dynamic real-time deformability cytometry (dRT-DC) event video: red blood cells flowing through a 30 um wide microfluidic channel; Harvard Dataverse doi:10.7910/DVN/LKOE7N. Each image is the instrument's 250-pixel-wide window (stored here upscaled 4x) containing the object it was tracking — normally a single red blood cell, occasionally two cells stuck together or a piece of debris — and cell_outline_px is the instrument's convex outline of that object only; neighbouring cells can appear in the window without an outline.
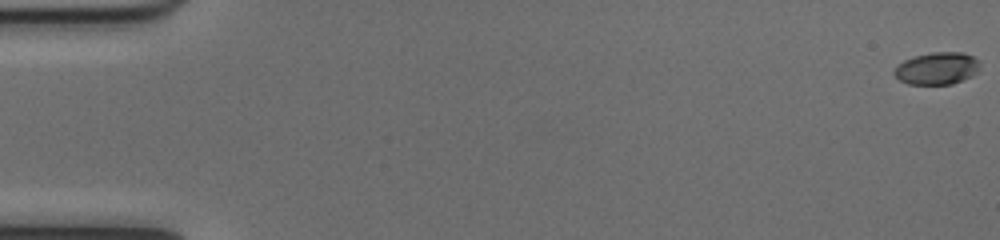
{"species": "common noctule bat (a hibernating species)", "species_latin": "Nyctalus noctula", "temperature_condition": "cold", "stored_images_in_passage": 53, "camera_frame_rate_fps": 3000, "um_per_image_px": 0.085, "animal": {"sex": "female", "body_mass_g": 17.0, "forearm_length_mm": 48.0}, "frame": {"image": 1, "passage_image": 1, "time_ms": 0.0, "image_size_px": [1000, 240], "cell_outline_px": [[980, 64], [976, 72], [972, 76], [952, 84], [908, 84], [900, 80], [892, 72], [904, 60], [912, 56], [932, 52], [964, 52], [980, 60]], "centroid_in_image_um": [79.66, 5.8], "position_along_channel_um": 5.3, "area_um2": 16.13}}
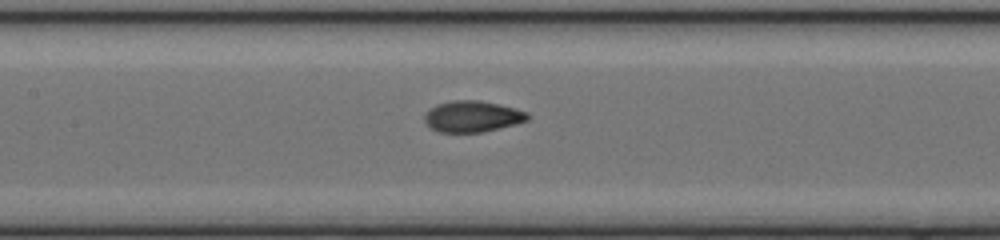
{"frame": {"image": 2, "passage_image": 26, "time_ms": 8.333, "image_size_px": [1000, 240], "cell_outline_px": [[528, 120], [516, 124], [484, 132], [440, 132], [432, 128], [424, 120], [424, 116], [436, 104], [452, 100], [480, 100], [516, 108], [528, 112]], "centroid_in_image_um": [40.18, 9.89], "position_along_channel_um": 167.2, "area_um2": 18.67}}
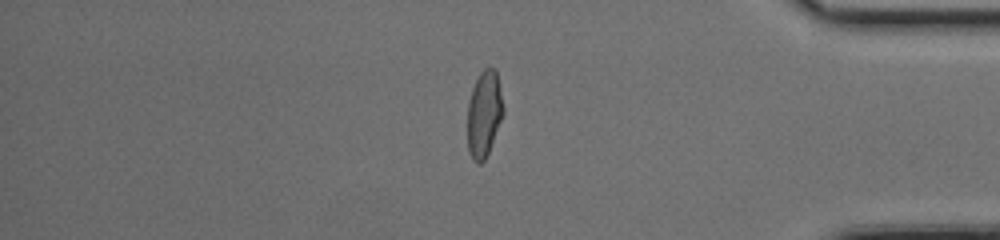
{"frame": {"image": 3, "passage_image": 45, "time_ms": 14.667, "image_size_px": [1000, 240], "cell_outline_px": [[504, 112], [488, 152], [484, 160], [480, 164], [476, 164], [472, 160], [468, 152], [468, 100], [472, 88], [480, 72], [484, 68], [492, 68], [496, 72], [504, 108]], "centroid_in_image_um": [41.13, 9.71], "position_along_channel_um": 394.1, "area_um2": 17.86}, "authors_computed_cell_mechanics": {"area_um2": 18.0336, "velocity_mm_per_s": 4.0095, "shape_relaxation_time_tau1_ms": 3.3408, "shape_relaxation_time_tau2_ms": 0.9705, "deformation_change_tau1": 0.166, "deformation_change_tau2": 0.0523}}